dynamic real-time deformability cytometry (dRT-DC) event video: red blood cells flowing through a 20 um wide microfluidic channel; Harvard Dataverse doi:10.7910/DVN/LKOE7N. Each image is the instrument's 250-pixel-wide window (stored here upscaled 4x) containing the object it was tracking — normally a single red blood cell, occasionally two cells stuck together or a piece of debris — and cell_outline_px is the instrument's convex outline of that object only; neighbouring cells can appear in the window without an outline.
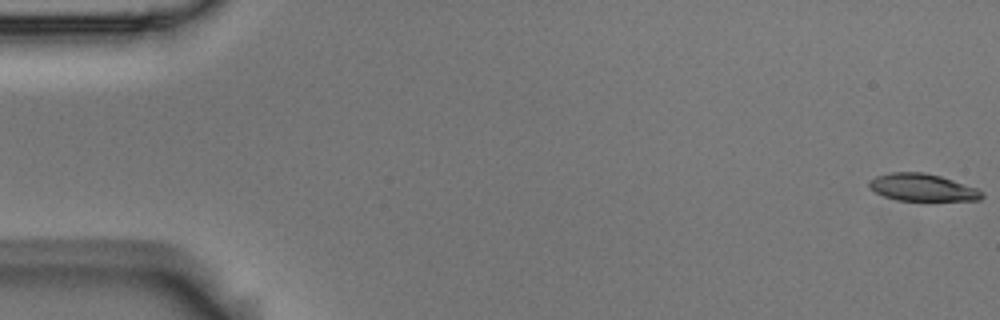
{"species": "Egyptian fruit bat (a non-hibernating species)", "species_latin": "Rousettus aegyptiacus", "temperature_condition": "room temperature", "stored_images_in_passage": 6, "camera_frame_rate_fps": 3000, "um_per_image_px": 0.085, "animal": {"sex": "male"}, "frame": {"image": 1, "passage_image": 1, "time_ms": 0.0, "image_size_px": [1000, 320], "cell_outline_px": [[984, 196], [980, 200], [896, 200], [884, 196], [868, 188], [868, 180], [876, 176], [892, 172], [924, 172], [940, 176], [976, 188], [984, 192]], "centroid_in_image_um": [78.37, 15.93], "position_along_channel_um": 6.6, "area_um2": 17.86}}